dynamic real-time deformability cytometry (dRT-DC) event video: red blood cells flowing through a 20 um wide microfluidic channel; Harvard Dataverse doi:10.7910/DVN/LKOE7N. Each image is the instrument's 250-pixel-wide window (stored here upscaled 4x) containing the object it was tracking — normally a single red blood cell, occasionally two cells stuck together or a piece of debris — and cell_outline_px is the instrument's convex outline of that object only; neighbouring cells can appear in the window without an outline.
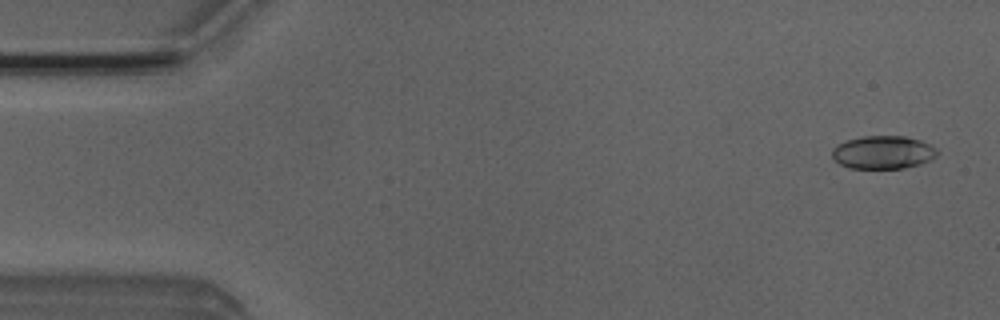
{"species": "Egyptian fruit bat (a non-hibernating species)", "species_latin": "Rousettus aegyptiacus", "temperature_condition": "room temperature", "stored_images_in_passage": 49, "camera_frame_rate_fps": 3000, "um_per_image_px": 0.085, "animal": {"sex": "male"}, "frame": {"image": 1, "passage_image": 2, "time_ms": 0.333, "image_size_px": [1000, 320], "cell_outline_px": [[936, 156], [932, 160], [920, 164], [904, 168], [848, 168], [840, 164], [832, 156], [832, 148], [836, 144], [844, 140], [864, 136], [904, 136], [920, 140], [936, 148]], "centroid_in_image_um": [75.03, 12.94], "position_along_channel_um": 10.0, "area_um2": 20.35}}
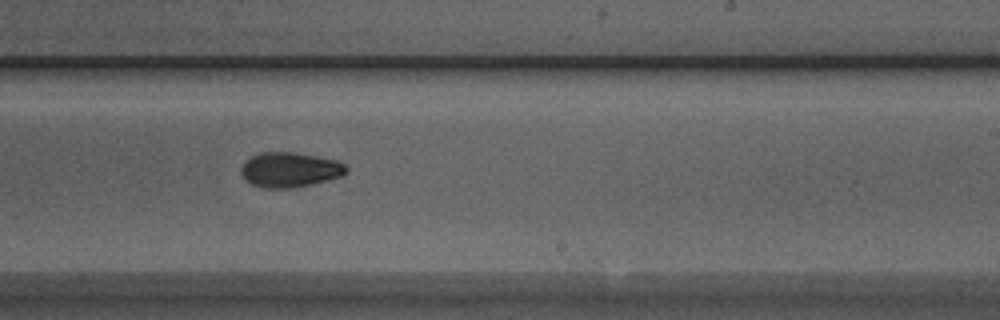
{"frame": {"image": 2, "passage_image": 30, "time_ms": 9.667, "image_size_px": [1000, 320], "cell_outline_px": [[348, 172], [344, 176], [312, 184], [292, 188], [264, 188], [252, 184], [244, 180], [240, 176], [240, 168], [244, 160], [260, 152], [296, 152], [336, 160], [344, 164], [348, 168]], "centroid_in_image_um": [24.61, 14.43], "position_along_channel_um": 264.4, "area_um2": 21.79}}
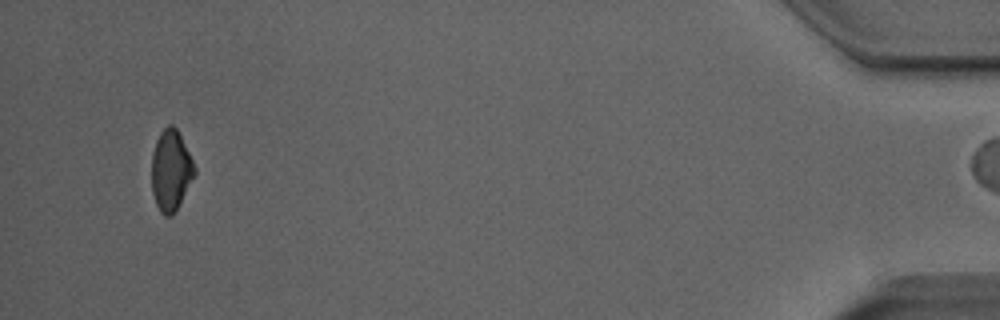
{"frame": {"image": 3, "passage_image": 48, "time_ms": 15.667, "image_size_px": [1000, 320], "cell_outline_px": [[196, 172], [172, 216], [164, 216], [160, 212], [156, 204], [152, 192], [152, 156], [156, 140], [160, 132], [168, 124], [172, 124], [176, 128], [196, 168]], "centroid_in_image_um": [14.5, 14.48], "position_along_channel_um": 420.7, "area_um2": 19.83}, "authors_computed_cell_mechanics": {"area_um2": 20.519, "velocity_mm_per_s": 4.0319, "shape_relaxation_time_tau1_ms": 6.0564, "shape_relaxation_time_tau2_ms": null, "deformation_change_tau1": 0.1671, "deformation_change_tau2": null}}